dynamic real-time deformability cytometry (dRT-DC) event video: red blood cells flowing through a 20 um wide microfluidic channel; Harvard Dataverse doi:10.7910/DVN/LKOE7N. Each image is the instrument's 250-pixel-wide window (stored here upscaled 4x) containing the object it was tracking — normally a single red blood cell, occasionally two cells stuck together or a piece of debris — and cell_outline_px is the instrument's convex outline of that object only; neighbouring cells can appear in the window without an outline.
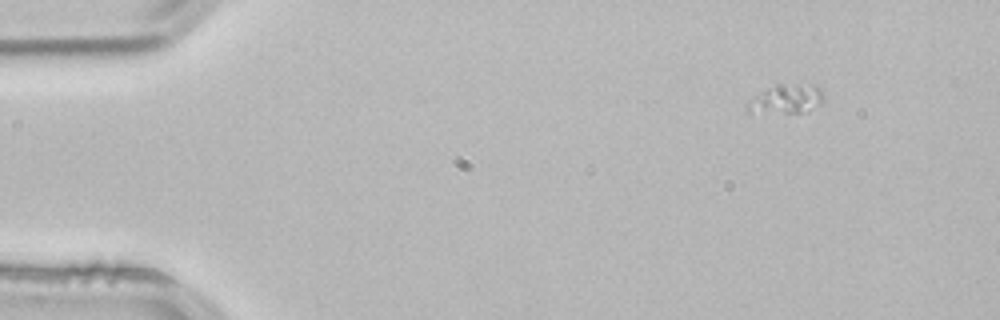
{"species": "common noctule bat (a hibernating species)", "species_latin": "Nyctalus noctula", "temperature_condition": "room temperature", "stored_images_in_passage": 49, "camera_frame_rate_fps": 3000, "um_per_image_px": 0.085, "animal": {"sex": "male", "body_mass_g": 21.5, "forearm_length_mm": 52.0}, "frame": {"image": 1, "passage_image": 1, "time_ms": 0.0, "image_size_px": [1000, 320], "cell_outline_px": [[824, 100], [820, 104], [808, 112], [748, 112], [748, 104], [756, 96], [768, 88], [776, 84], [812, 84], [820, 88], [824, 96]], "centroid_in_image_um": [66.93, 8.4], "position_along_channel_um": 18.1, "area_um2": 12.66}}
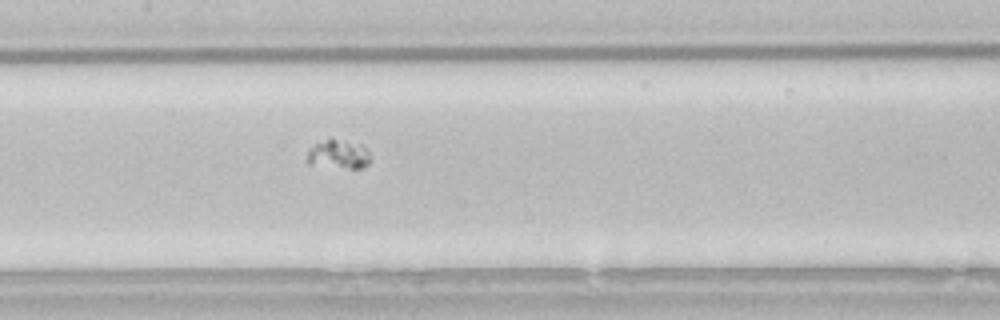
{"frame": {"image": 2, "passage_image": 21, "time_ms": 6.667, "image_size_px": [1000, 320], "cell_outline_px": [[368, 164], [360, 168], [348, 168], [308, 164], [308, 148], [316, 144], [328, 140], [336, 140], [364, 144], [368, 152]], "centroid_in_image_um": [28.78, 13.13], "position_along_channel_um": 178.6, "area_um2": 10.29}}
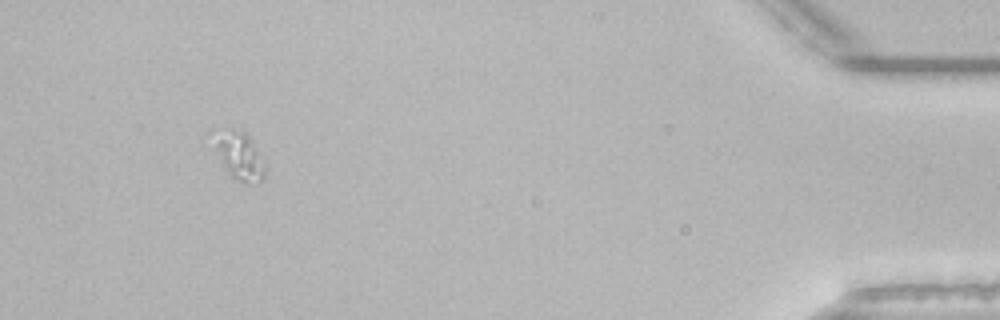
{"frame": {"image": 3, "passage_image": 45, "time_ms": 14.667, "image_size_px": [1000, 320], "cell_outline_px": [[268, 168], [264, 180], [256, 184], [236, 180], [224, 168], [204, 136], [212, 128], [232, 128], [244, 132], [248, 136], [264, 160]], "centroid_in_image_um": [20.2, 13.14], "position_along_channel_um": 415.0, "area_um2": 15.78}}